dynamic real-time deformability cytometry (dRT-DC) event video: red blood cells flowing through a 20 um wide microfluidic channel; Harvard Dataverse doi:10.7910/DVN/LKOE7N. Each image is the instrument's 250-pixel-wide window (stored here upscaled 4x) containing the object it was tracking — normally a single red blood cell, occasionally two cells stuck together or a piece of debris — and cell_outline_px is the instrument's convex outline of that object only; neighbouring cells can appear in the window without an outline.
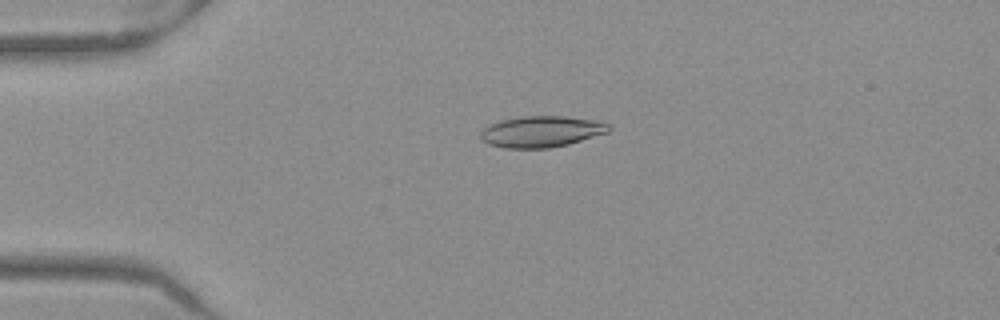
{"species": "Egyptian fruit bat (a non-hibernating species)", "species_latin": "Rousettus aegyptiacus", "temperature_condition": "warm", "stored_images_in_passage": 51, "camera_frame_rate_fps": 3000, "um_per_image_px": 0.085, "frame": {"image": 1, "passage_image": 12, "time_ms": 3.667, "image_size_px": [1000, 320], "cell_outline_px": [[612, 128], [608, 132], [568, 144], [548, 148], [504, 148], [488, 144], [480, 136], [480, 132], [488, 124], [500, 120], [520, 116], [564, 116], [600, 120], [612, 124]], "centroid_in_image_um": [46.05, 11.17], "position_along_channel_um": 39.0, "area_um2": 23.58}}
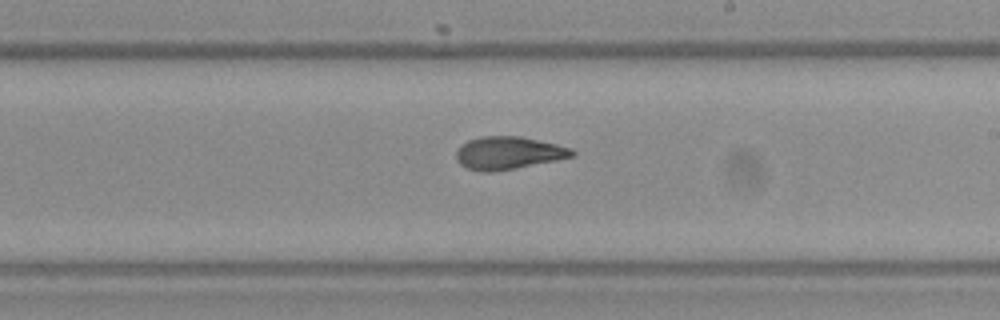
{"frame": {"image": 2, "passage_image": 30, "time_ms": 9.667, "image_size_px": [1000, 320], "cell_outline_px": [[576, 156], [516, 168], [492, 172], [480, 172], [468, 168], [460, 164], [456, 160], [456, 152], [468, 140], [480, 136], [520, 136], [556, 144], [572, 148], [576, 152]], "centroid_in_image_um": [43.23, 13.0], "position_along_channel_um": 245.8, "area_um2": 22.08}}
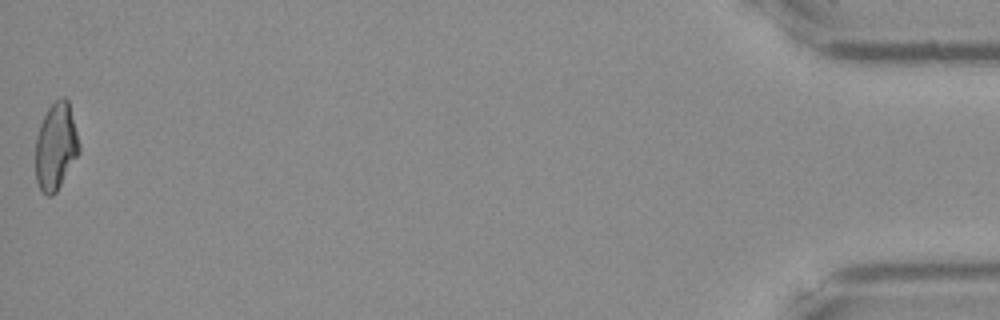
{"frame": {"image": 3, "passage_image": 51, "time_ms": 16.667, "image_size_px": [1000, 320], "cell_outline_px": [[80, 152], [56, 192], [52, 196], [48, 196], [40, 188], [36, 180], [36, 136], [40, 124], [48, 108], [60, 96], [64, 96], [68, 100], [80, 144]], "centroid_in_image_um": [4.75, 12.43], "position_along_channel_um": 430.4, "area_um2": 22.02}, "authors_computed_cell_mechanics": {"area_um2": 22.3686, "velocity_mm_per_s": 3.9902, "shape_relaxation_time_tau1_ms": 8.4229, "shape_relaxation_time_tau2_ms": 1.945, "deformation_change_tau1": 0.244, "deformation_change_tau2": 0.0762}}